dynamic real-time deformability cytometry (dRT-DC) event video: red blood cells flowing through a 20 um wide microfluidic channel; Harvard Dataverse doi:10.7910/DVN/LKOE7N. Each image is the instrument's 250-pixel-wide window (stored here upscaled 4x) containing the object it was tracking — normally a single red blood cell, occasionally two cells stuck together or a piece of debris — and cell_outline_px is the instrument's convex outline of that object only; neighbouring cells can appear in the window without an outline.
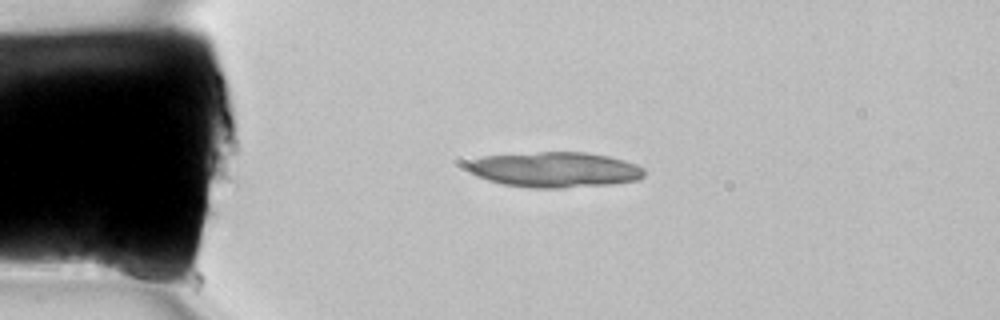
{"species": "common noctule bat (a hibernating species)", "species_latin": "Nyctalus noctula", "temperature_condition": "room temperature", "stored_images_in_passage": 3, "camera_frame_rate_fps": 3000, "um_per_image_px": 0.085, "animal": {"sex": "female", "body_mass_g": 22.7, "forearm_length_mm": 54.2}, "frame": {"image": 1, "passage_image": 1, "time_ms": 0.0, "image_size_px": [1000, 320], "cell_outline_px": [[164, 276], [160, 288], [104, 272], [96, 264], [96, 256], [100, 248], [140, 256]], "centroid_in_image_um": [10.93, 22.72], "position_along_channel_um": 74.1, "area_um2": 10.69}}